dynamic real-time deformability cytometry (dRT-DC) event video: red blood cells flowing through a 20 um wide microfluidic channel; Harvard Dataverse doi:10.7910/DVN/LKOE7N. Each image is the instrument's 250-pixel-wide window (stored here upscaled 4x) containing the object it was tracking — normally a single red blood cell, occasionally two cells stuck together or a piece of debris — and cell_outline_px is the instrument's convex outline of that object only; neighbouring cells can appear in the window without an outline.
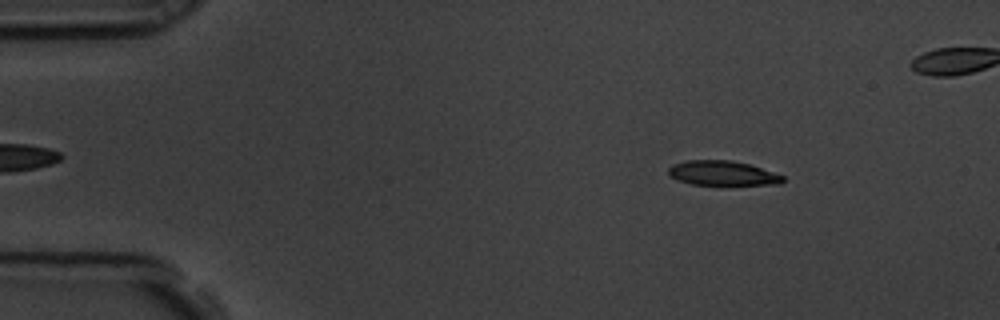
{"species": "common noctule bat (a hibernating species)", "species_latin": "Nyctalus noctula", "temperature_condition": "room temperature", "stored_images_in_passage": 53, "camera_frame_rate_fps": 3000, "um_per_image_px": 0.085, "animal": {"sex": "male", "body_mass_g": 19.5, "forearm_length_mm": 54.6}, "frame": {"image": 1, "passage_image": 8, "time_ms": 2.333, "image_size_px": [1000, 320], "cell_outline_px": [[784, 180], [780, 184], [692, 184], [668, 176], [668, 168], [672, 164], [688, 160], [732, 160], [748, 164], [784, 176]], "centroid_in_image_um": [61.37, 14.7], "position_along_channel_um": 23.6, "area_um2": 16.13}}
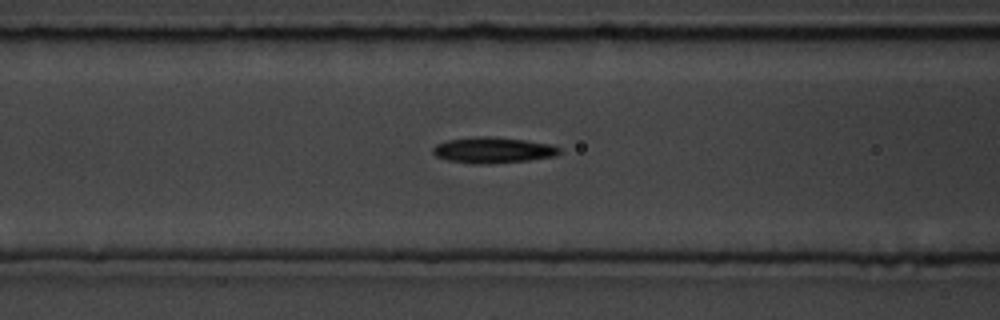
{"frame": {"image": 2, "passage_image": 23, "time_ms": 7.333, "image_size_px": [1000, 320], "cell_outline_px": [[560, 152], [556, 156], [528, 160], [480, 164], [472, 164], [448, 160], [436, 156], [432, 152], [432, 148], [436, 144], [448, 140], [476, 136], [492, 136], [524, 140], [552, 144], [560, 148]], "centroid_in_image_um": [41.89, 12.75], "position_along_channel_um": 124.7, "area_um2": 19.07}}
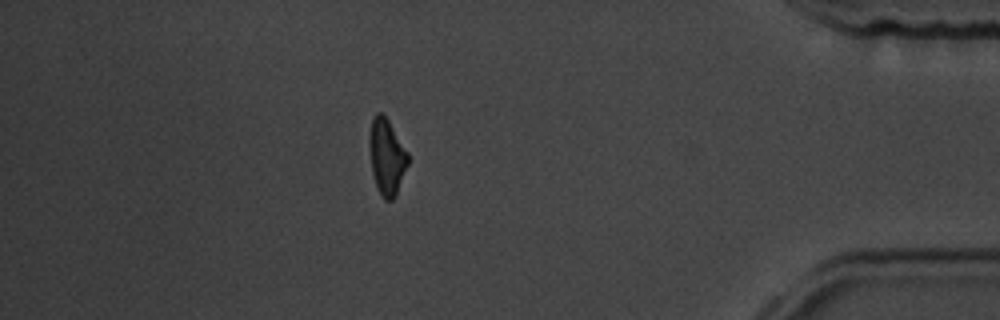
{"frame": {"image": 3, "passage_image": 50, "time_ms": 16.333, "image_size_px": [1000, 320], "cell_outline_px": [[408, 164], [396, 196], [392, 200], [384, 200], [380, 196], [372, 172], [368, 144], [368, 140], [372, 116], [376, 112], [380, 112], [388, 120], [408, 152]], "centroid_in_image_um": [32.86, 13.33], "position_along_channel_um": 402.3, "area_um2": 17.22}, "authors_computed_cell_mechanics": {"area_um2": 18.2648, "velocity_mm_per_s": 3.5533, "shape_relaxation_time_tau1_ms": 4.6701, "shape_relaxation_time_tau2_ms": 4.668, "deformation_change_tau1": 0.1598, "deformation_change_tau2": 0.1346}}